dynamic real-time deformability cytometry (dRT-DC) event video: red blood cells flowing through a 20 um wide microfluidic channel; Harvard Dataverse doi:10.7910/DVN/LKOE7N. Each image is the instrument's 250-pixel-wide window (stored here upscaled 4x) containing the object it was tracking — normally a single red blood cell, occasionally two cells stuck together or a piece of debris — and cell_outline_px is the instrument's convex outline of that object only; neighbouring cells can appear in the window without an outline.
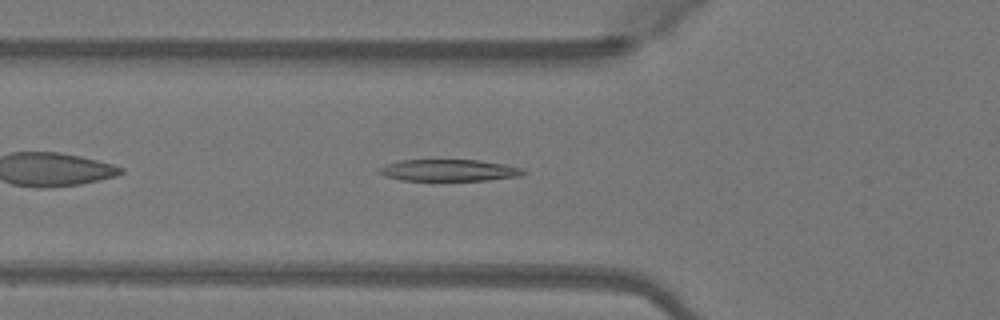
{"species": "Egyptian fruit bat (a non-hibernating species)", "species_latin": "Rousettus aegyptiacus", "temperature_condition": "warm", "stored_images_in_passage": 38, "camera_frame_rate_fps": 3000, "um_per_image_px": 0.085, "animal": {"sex": "female"}, "frame": {"image": 1, "passage_image": 5, "time_ms": 1.333, "image_size_px": [1000, 320], "cell_outline_px": [[528, 172], [520, 176], [488, 180], [400, 180], [384, 176], [376, 172], [376, 168], [384, 164], [400, 160], [480, 160], [504, 164], [524, 168]], "centroid_in_image_um": [38.13, 14.47], "position_along_channel_um": 87.7, "area_um2": 18.5}}
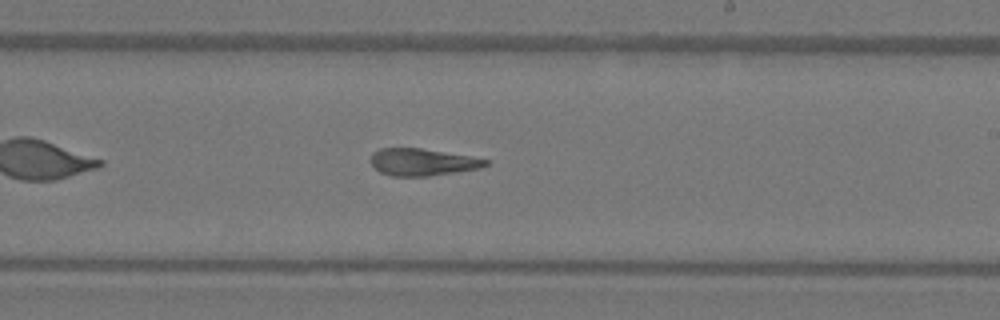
{"frame": {"image": 2, "passage_image": 17, "time_ms": 5.333, "image_size_px": [1000, 320], "cell_outline_px": [[488, 164], [480, 168], [456, 172], [428, 176], [392, 176], [380, 172], [372, 164], [372, 152], [380, 148], [420, 148], [468, 156], [488, 160]], "centroid_in_image_um": [35.88, 13.78], "position_along_channel_um": 253.1, "area_um2": 17.86}}
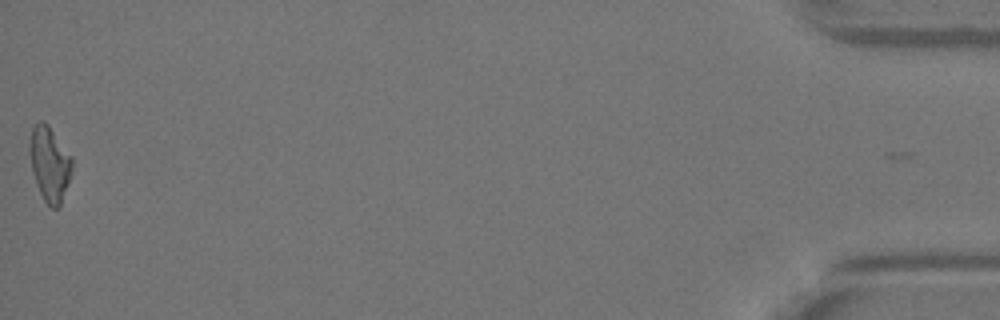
{"frame": {"image": 3, "passage_image": 37, "time_ms": 12.0, "image_size_px": [1000, 320], "cell_outline_px": [[72, 172], [68, 184], [60, 204], [56, 208], [52, 208], [44, 200], [36, 184], [32, 172], [28, 148], [28, 144], [32, 128], [40, 120], [44, 120], [48, 124], [72, 156]], "centroid_in_image_um": [4.2, 13.89], "position_along_channel_um": 431.0, "area_um2": 18.61}, "authors_computed_cell_mechanics": {"area_um2": 18.785, "velocity_mm_per_s": 4.1284, "shape_relaxation_time_tau1_ms": 4.4207, "shape_relaxation_time_tau2_ms": 3.4754, "deformation_change_tau1": 0.2345, "deformation_change_tau2": 0.1544}}